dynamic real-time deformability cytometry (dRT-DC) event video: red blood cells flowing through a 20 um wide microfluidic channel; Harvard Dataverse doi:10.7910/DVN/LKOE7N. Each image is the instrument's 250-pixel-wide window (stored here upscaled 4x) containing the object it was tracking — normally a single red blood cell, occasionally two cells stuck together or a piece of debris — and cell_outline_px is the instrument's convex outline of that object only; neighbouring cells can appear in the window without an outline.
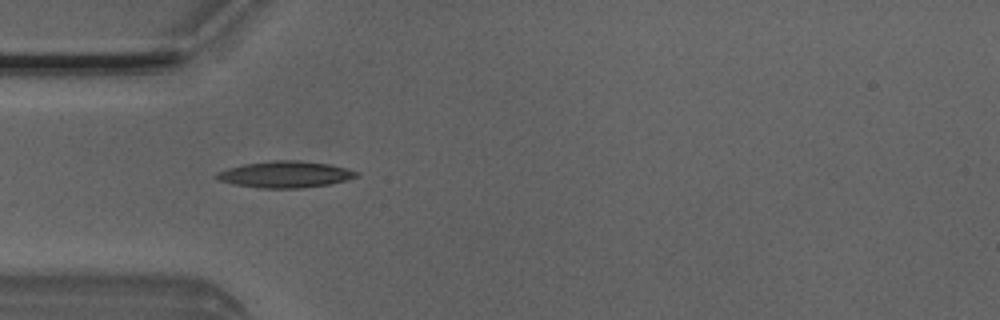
{"species": "Egyptian fruit bat (a non-hibernating species)", "species_latin": "Rousettus aegyptiacus", "temperature_condition": "room temperature", "stored_images_in_passage": 6, "camera_frame_rate_fps": 3000, "um_per_image_px": 0.085, "animal": {"sex": "male"}, "frame": {"image": 1, "passage_image": 5, "time_ms": 1.333, "image_size_px": [1000, 320], "cell_outline_px": [[360, 176], [348, 180], [328, 184], [300, 188], [260, 188], [232, 184], [220, 180], [216, 176], [216, 172], [228, 168], [244, 164], [272, 160], [300, 160], [328, 164], [360, 172]], "centroid_in_image_um": [24.26, 14.82], "position_along_channel_um": 60.7, "area_um2": 21.56}}